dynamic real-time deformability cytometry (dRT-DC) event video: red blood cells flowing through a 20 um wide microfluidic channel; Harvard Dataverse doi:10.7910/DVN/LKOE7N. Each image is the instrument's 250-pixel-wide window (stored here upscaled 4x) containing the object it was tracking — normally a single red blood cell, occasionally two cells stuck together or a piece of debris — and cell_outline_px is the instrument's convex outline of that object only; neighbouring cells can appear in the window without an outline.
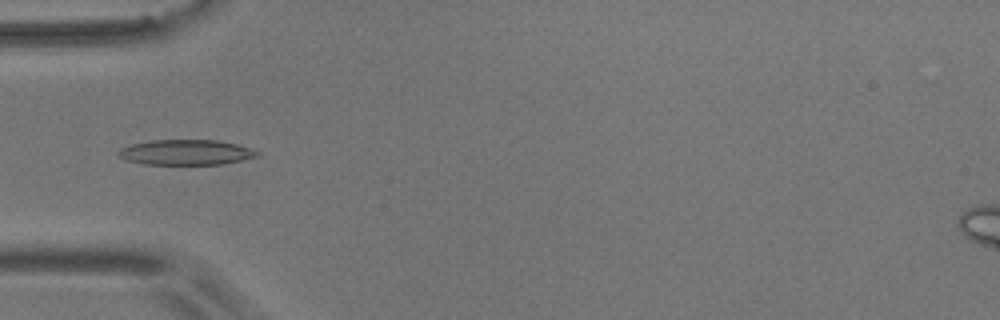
{"species": "common noctule bat (a hibernating species)", "species_latin": "Nyctalus noctula", "temperature_condition": "room temperature", "stored_images_in_passage": 27, "camera_frame_rate_fps": 3000, "um_per_image_px": 0.085, "animal": {"sex": "male", "body_mass_g": 17.9}, "frame": {"image": 1, "passage_image": 1, "time_ms": 0.0, "image_size_px": [1000, 320], "cell_outline_px": [[260, 156], [224, 164], [144, 164], [124, 160], [116, 152], [120, 148], [132, 144], [152, 140], [216, 140], [236, 144], [260, 152]], "centroid_in_image_um": [15.79, 12.95], "position_along_channel_um": 69.2, "area_um2": 20.4}}
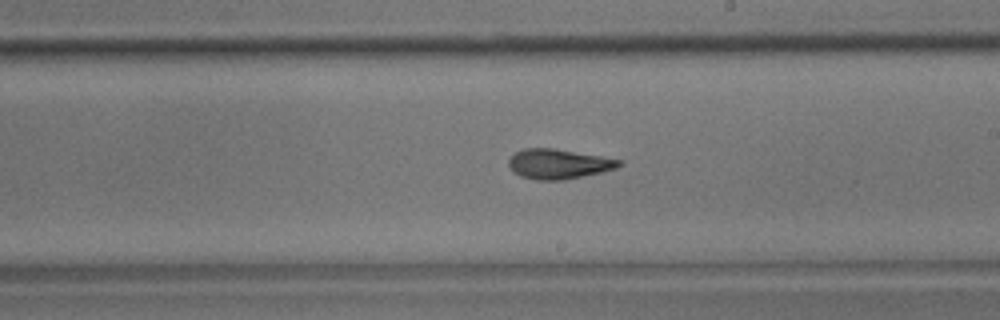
{"frame": {"image": 2, "passage_image": 15, "time_ms": 4.667, "image_size_px": [1000, 320], "cell_outline_px": [[624, 164], [616, 168], [600, 172], [564, 180], [536, 180], [520, 176], [512, 172], [508, 164], [508, 160], [516, 152], [524, 148], [556, 148], [624, 160]], "centroid_in_image_um": [47.48, 13.93], "position_along_channel_um": 241.5, "area_um2": 19.36}}
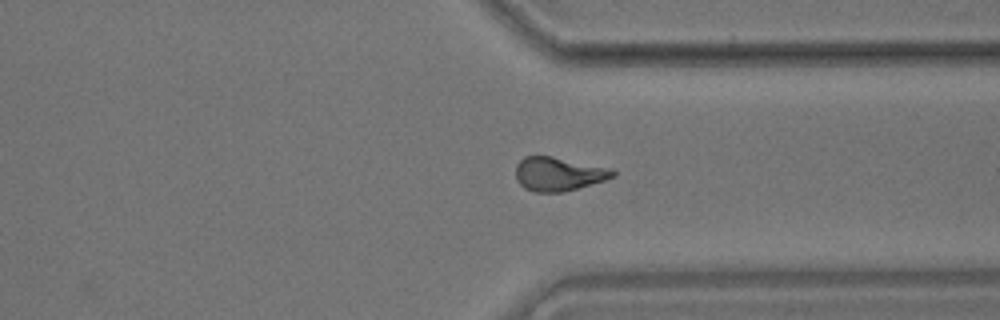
{"frame": {"image": 3, "passage_image": 25, "time_ms": 8.0, "image_size_px": [1000, 320], "cell_outline_px": [[616, 176], [604, 180], [576, 188], [560, 192], [536, 192], [524, 188], [516, 180], [516, 164], [524, 156], [552, 156], [612, 168], [616, 172]], "centroid_in_image_um": [47.46, 14.77], "position_along_channel_um": 363.9, "area_um2": 19.07}, "authors_computed_cell_mechanics": {"area_um2": 18.7272, "velocity_mm_per_s": 3.6807, "shape_relaxation_time_tau1_ms": 9.741, "shape_relaxation_time_tau2_ms": 3.2794, "deformation_change_tau1": 0.2547, "deformation_change_tau2": 0.1253}}